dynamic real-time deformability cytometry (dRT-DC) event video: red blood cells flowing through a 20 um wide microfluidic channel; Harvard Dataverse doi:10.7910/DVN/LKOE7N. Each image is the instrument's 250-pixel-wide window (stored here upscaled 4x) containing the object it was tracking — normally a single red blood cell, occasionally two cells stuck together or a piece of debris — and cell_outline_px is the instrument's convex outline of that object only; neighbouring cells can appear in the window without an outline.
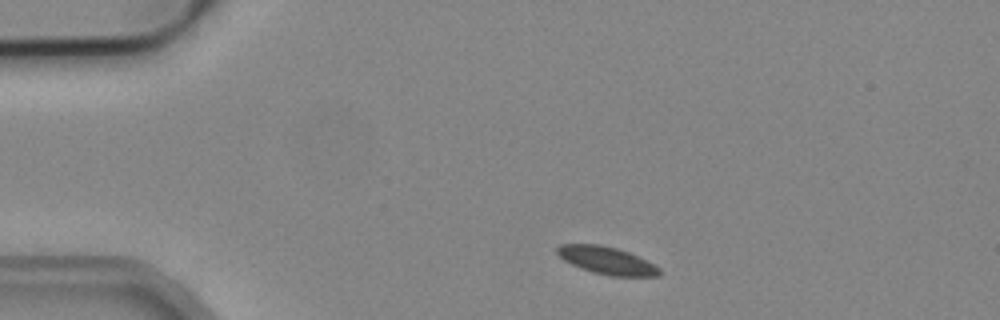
{"species": "common noctule bat (a hibernating species)", "species_latin": "Nyctalus noctula", "temperature_condition": "cold", "stored_images_in_passage": 3, "camera_frame_rate_fps": 3000, "um_per_image_px": 0.085, "animal": {"sex": "male", "body_mass_g": 19.2, "forearm_length_mm": 51.8}, "frame": {"image": 1, "passage_image": 1, "time_ms": 0.0, "image_size_px": [1000, 320], "cell_outline_px": [[660, 272], [656, 276], [612, 276], [592, 272], [580, 268], [564, 260], [556, 252], [556, 248], [560, 244], [600, 244], [616, 248], [628, 252], [660, 268]], "centroid_in_image_um": [51.52, 22.13], "position_along_channel_um": 33.5, "area_um2": 16.13}}
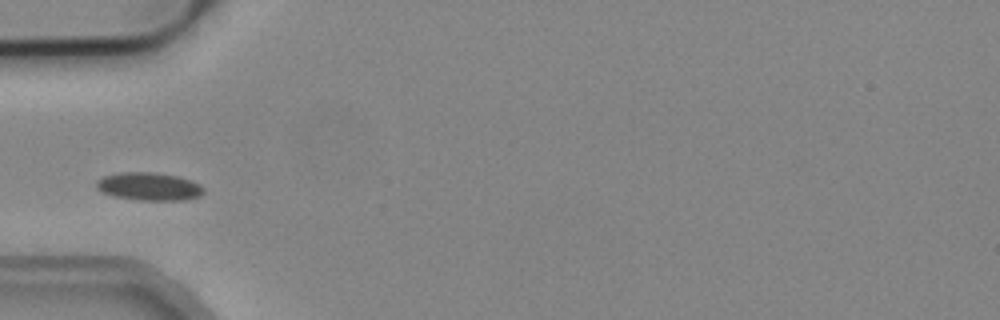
{"frame": {"image": 2, "passage_image": 3, "time_ms": 0.667, "image_size_px": [1000, 320], "cell_outline_px": [[204, 192], [200, 196], [184, 200], [140, 200], [112, 196], [100, 192], [96, 188], [96, 180], [104, 176], [120, 172], [148, 172], [176, 176], [192, 180], [200, 184], [204, 188]], "centroid_in_image_um": [12.65, 15.85], "position_along_channel_um": 72.4, "area_um2": 17.57}}